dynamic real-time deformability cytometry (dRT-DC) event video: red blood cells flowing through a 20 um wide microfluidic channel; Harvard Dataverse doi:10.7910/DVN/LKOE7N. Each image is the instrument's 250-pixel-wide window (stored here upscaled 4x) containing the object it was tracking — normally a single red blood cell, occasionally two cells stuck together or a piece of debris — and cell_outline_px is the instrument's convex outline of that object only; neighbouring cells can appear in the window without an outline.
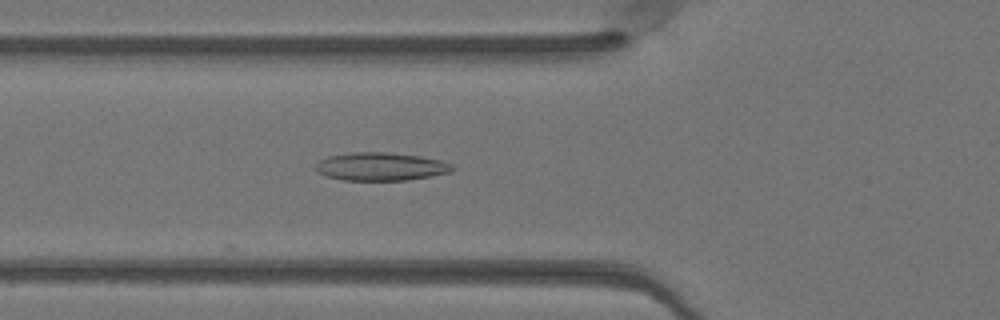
{"species": "Egyptian fruit bat (a non-hibernating species)", "species_latin": "Rousettus aegyptiacus", "temperature_condition": "warm", "stored_images_in_passage": 49, "camera_frame_rate_fps": 3000, "um_per_image_px": 0.085, "animal": {"sex": "female"}, "frame": {"image": 1, "passage_image": 17, "time_ms": 5.333, "image_size_px": [1000, 320], "cell_outline_px": [[452, 172], [432, 176], [408, 180], [344, 180], [328, 176], [316, 172], [316, 164], [320, 160], [328, 156], [352, 152], [388, 152], [420, 156], [440, 160], [452, 164]], "centroid_in_image_um": [32.37, 14.15], "position_along_channel_um": 93.4, "area_um2": 22.37}}
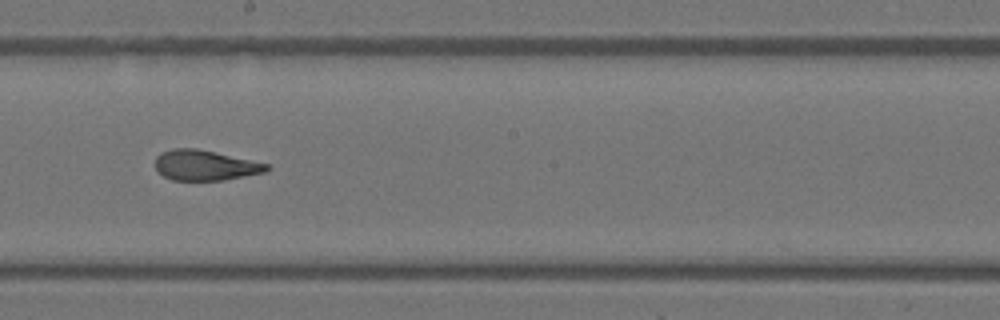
{"frame": {"image": 2, "passage_image": 27, "time_ms": 8.667, "image_size_px": [1000, 320], "cell_outline_px": [[272, 168], [264, 172], [224, 180], [172, 180], [164, 176], [156, 168], [156, 156], [160, 152], [172, 148], [196, 148], [216, 152], [268, 164]], "centroid_in_image_um": [17.42, 14.04], "position_along_channel_um": 230.8, "area_um2": 19.59}}
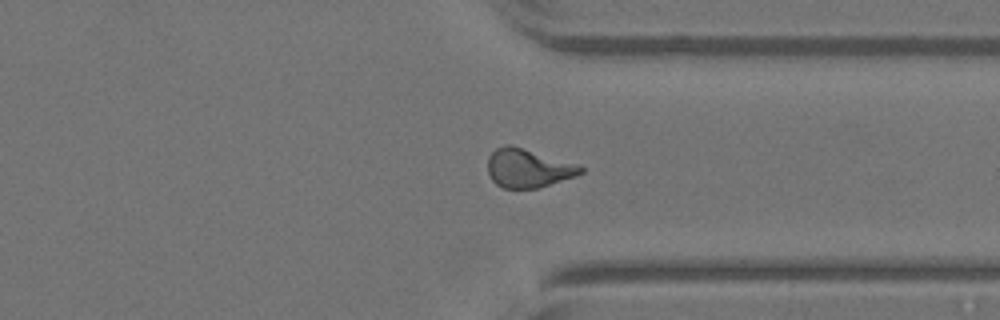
{"frame": {"image": 3, "passage_image": 37, "time_ms": 12.0, "image_size_px": [1000, 320], "cell_outline_px": [[584, 172], [576, 176], [540, 188], [504, 188], [496, 184], [492, 180], [488, 172], [488, 156], [496, 148], [504, 144], [512, 144], [580, 164], [584, 168]], "centroid_in_image_um": [44.92, 14.28], "position_along_channel_um": 366.5, "area_um2": 21.39}, "authors_computed_cell_mechanics": {"area_um2": 20.9814, "velocity_mm_per_s": 4.0967, "shape_relaxation_time_tau1_ms": null, "shape_relaxation_time_tau2_ms": 1.4062, "deformation_change_tau1": null, "deformation_change_tau2": 0.0961}}